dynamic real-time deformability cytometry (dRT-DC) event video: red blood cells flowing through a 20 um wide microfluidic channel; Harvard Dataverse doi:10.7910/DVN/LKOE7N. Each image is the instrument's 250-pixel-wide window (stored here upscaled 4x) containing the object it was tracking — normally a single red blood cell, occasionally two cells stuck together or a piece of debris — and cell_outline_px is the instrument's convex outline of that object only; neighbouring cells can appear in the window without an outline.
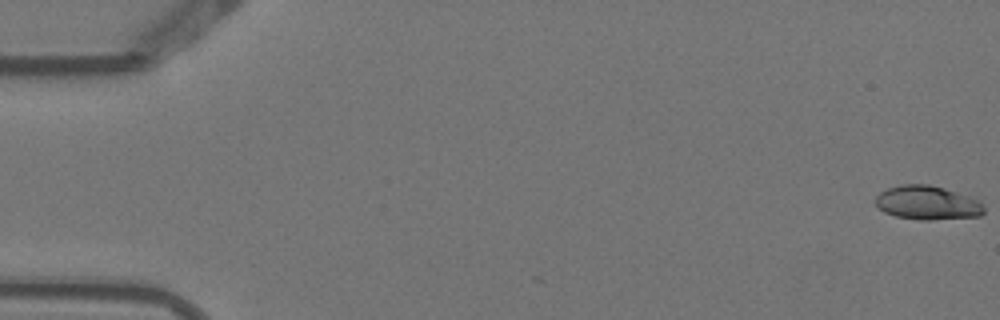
{"species": "Egyptian fruit bat (a non-hibernating species)", "species_latin": "Rousettus aegyptiacus", "temperature_condition": "warm", "stored_images_in_passage": 3, "camera_frame_rate_fps": 3000, "um_per_image_px": 0.085, "animal": {"sex": "female"}, "frame": {"image": 1, "passage_image": 1, "time_ms": 0.0, "image_size_px": [1000, 320], "cell_outline_px": [[984, 212], [980, 216], [928, 220], [920, 220], [896, 216], [884, 212], [876, 204], [876, 196], [880, 192], [888, 188], [904, 184], [928, 184], [944, 188], [980, 200], [984, 208]], "centroid_in_image_um": [78.84, 17.24], "position_along_channel_um": 6.2, "area_um2": 21.33}}